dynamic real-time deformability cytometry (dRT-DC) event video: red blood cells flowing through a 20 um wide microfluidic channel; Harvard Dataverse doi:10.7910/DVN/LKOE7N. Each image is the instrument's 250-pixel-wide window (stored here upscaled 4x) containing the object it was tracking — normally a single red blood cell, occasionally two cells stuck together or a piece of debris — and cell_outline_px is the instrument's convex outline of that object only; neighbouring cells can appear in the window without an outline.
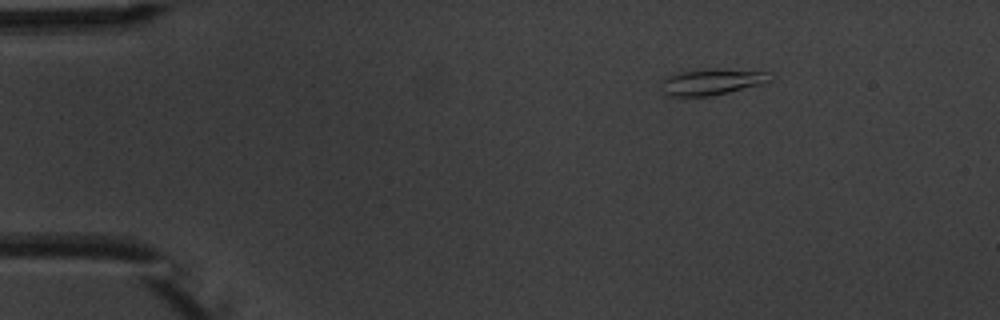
{"species": "common noctule bat (a hibernating species)", "species_latin": "Nyctalus noctula", "temperature_condition": "warm", "stored_images_in_passage": 3, "camera_frame_rate_fps": 3000, "um_per_image_px": 0.085, "animal": {"sex": "male", "body_mass_g": 20.1, "forearm_length_mm": 53.5}, "frame": {"image": 1, "passage_image": 1, "time_ms": 0.0, "image_size_px": [1000, 320], "cell_outline_px": [[772, 80], [764, 84], [728, 92], [708, 96], [668, 96], [660, 88], [660, 80], [664, 76], [680, 72], [704, 68], [716, 68], [772, 72]], "centroid_in_image_um": [60.49, 6.93], "position_along_channel_um": 24.5, "area_um2": 17.11}}